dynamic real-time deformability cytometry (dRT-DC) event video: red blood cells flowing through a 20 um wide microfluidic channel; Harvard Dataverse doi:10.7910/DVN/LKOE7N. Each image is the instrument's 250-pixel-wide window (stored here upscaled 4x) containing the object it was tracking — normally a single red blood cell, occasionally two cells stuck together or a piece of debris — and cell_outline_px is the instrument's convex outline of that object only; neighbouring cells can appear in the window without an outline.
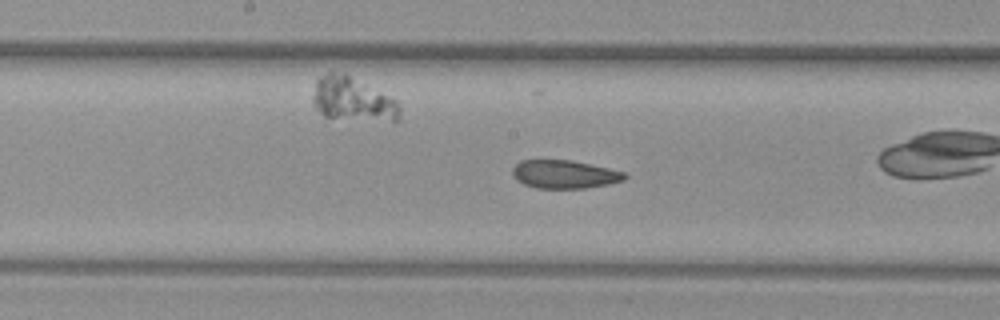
{"species": "common noctule bat (a hibernating species)", "species_latin": "Nyctalus noctula", "temperature_condition": "warm", "stored_images_in_passage": 47, "camera_frame_rate_fps": 3000, "um_per_image_px": 0.085, "animal": {"sex": "female", "body_mass_g": 29.2, "forearm_length_mm": 56.3}, "frame": {"image": 1, "passage_image": 21, "time_ms": 6.667, "image_size_px": [1000, 320], "cell_outline_px": [[628, 176], [624, 180], [608, 184], [588, 188], [536, 188], [524, 184], [516, 180], [512, 176], [512, 168], [520, 160], [572, 160], [628, 172]], "centroid_in_image_um": [48.0, 14.81], "position_along_channel_um": 200.2, "area_um2": 18.73}}
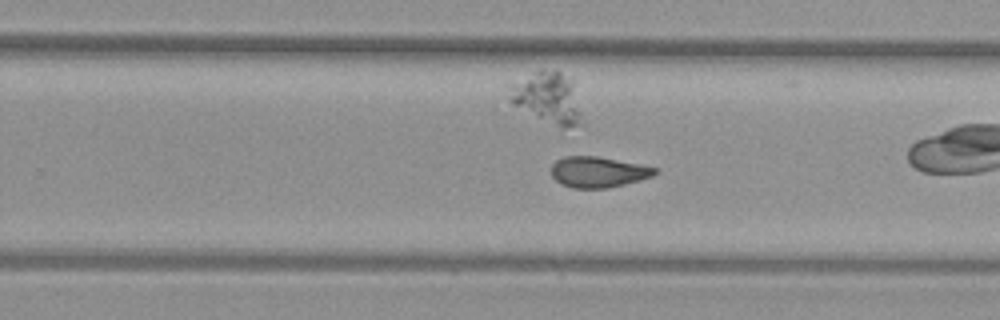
{"frame": {"image": 2, "passage_image": 27, "time_ms": 8.667, "image_size_px": [1000, 320], "cell_outline_px": [[656, 172], [652, 176], [640, 180], [608, 188], [572, 188], [560, 184], [552, 176], [552, 164], [556, 160], [564, 156], [596, 156], [640, 164], [656, 168]], "centroid_in_image_um": [50.81, 14.62], "position_along_channel_um": 279.0, "area_um2": 18.5}, "authors_computed_cell_mechanics": {"area_um2": 20.7502, "velocity_mm_per_s": 3.9717, "shape_relaxation_time_tau1_ms": 8.9896, "shape_relaxation_time_tau2_ms": 2.4425, "deformation_change_tau1": 0.2005, "deformation_change_tau2": 0.0606}}